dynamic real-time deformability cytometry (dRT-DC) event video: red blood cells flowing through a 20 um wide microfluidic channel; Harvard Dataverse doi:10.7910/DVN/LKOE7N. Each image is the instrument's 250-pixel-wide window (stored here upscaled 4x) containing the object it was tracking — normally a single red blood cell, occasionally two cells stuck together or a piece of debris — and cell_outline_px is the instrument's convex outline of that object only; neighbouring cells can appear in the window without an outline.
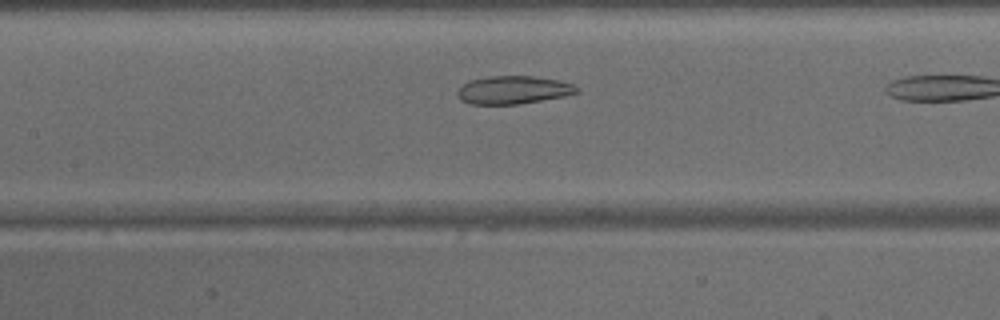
{"species": "common noctule bat (a hibernating species)", "species_latin": "Nyctalus noctula", "temperature_condition": "warm", "stored_images_in_passage": 11, "camera_frame_rate_fps": 3000, "um_per_image_px": 0.085, "animal": {"sex": "male", "body_mass_g": 15.6}, "frame": {"image": 1, "passage_image": 10, "time_ms": 3.0, "image_size_px": [1000, 320], "cell_outline_px": [[580, 92], [564, 96], [520, 104], [468, 104], [460, 100], [456, 92], [468, 80], [488, 76], [532, 76], [556, 80], [572, 84], [580, 88]], "centroid_in_image_um": [43.61, 7.65], "position_along_channel_um": 163.8, "area_um2": 19.54}}